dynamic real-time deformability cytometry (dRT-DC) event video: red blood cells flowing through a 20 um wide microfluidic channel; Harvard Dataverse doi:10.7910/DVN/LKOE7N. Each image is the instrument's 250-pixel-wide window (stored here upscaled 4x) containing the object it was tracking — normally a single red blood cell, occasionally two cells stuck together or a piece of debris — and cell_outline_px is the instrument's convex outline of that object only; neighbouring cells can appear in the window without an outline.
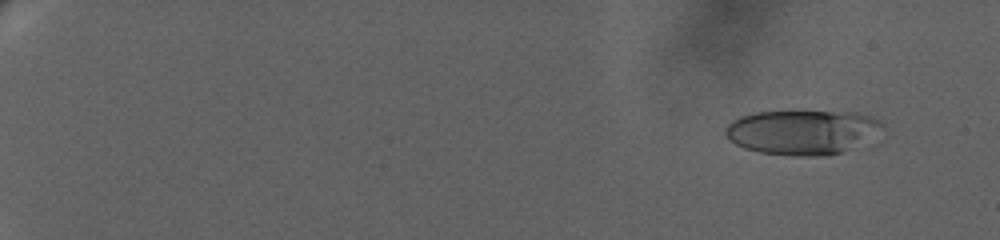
{"species": "human", "species_latin": "Homo sapiens", "temperature_condition": "warm", "stored_images_in_passage": 36, "camera_frame_rate_fps": 3000, "um_per_image_px": 0.085, "donor": {"sex": "female"}, "frame": {"image": 1, "passage_image": 7, "time_ms": 1.667, "image_size_px": [1000, 240], "cell_outline_px": [[884, 128], [848, 148], [840, 152], [816, 156], [792, 156], [760, 152], [744, 148], [728, 140], [724, 132], [724, 128], [732, 120], [740, 116], [756, 112], [856, 112], [872, 116], [884, 124]], "centroid_in_image_um": [68.1, 11.22], "position_along_channel_um": 16.9, "area_um2": 40.17}}
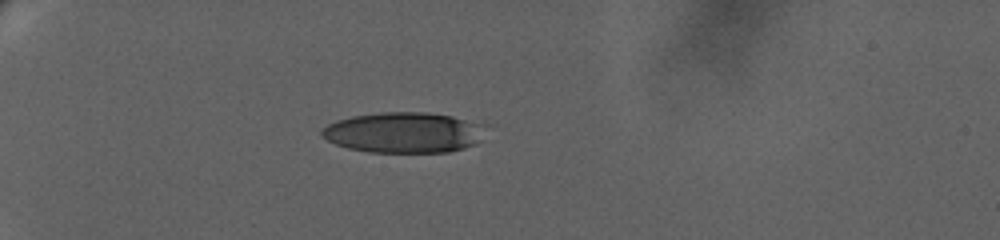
{"frame": {"image": 2, "passage_image": 27, "time_ms": 7.0, "image_size_px": [1000, 240], "cell_outline_px": [[492, 124], [476, 144], [464, 148], [448, 152], [368, 152], [348, 148], [336, 144], [320, 136], [320, 132], [328, 124], [336, 120], [352, 116], [384, 112], [428, 112], [452, 116]], "centroid_in_image_um": [34.41, 11.25], "position_along_channel_um": 50.6, "area_um2": 39.36}}
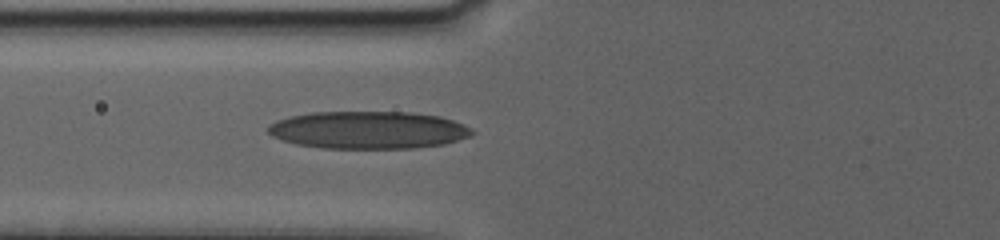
{"frame": {"image": 3, "passage_image": 36, "time_ms": 9.667, "image_size_px": [1000, 240], "cell_outline_px": [[476, 132], [468, 136], [444, 144], [416, 148], [324, 148], [296, 144], [272, 136], [268, 132], [268, 124], [276, 120], [292, 116], [312, 112], [412, 112], [440, 116], [464, 124]], "centroid_in_image_um": [31.3, 11.04], "position_along_channel_um": 94.5, "area_um2": 44.56}}